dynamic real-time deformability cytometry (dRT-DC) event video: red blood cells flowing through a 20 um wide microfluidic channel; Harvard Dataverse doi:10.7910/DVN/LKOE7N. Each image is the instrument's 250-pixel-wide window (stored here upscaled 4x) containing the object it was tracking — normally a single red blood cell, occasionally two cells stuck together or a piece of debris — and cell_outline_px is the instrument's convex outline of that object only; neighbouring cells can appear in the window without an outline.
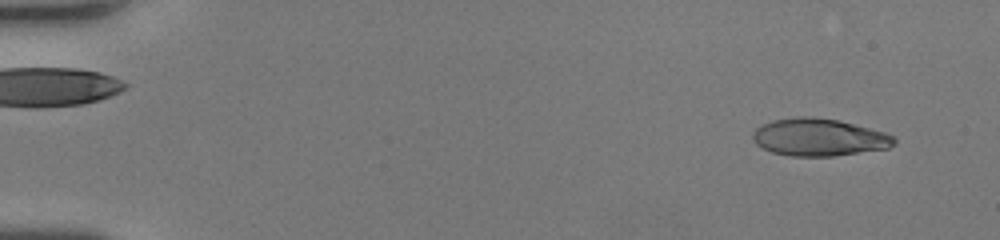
{"species": "human", "species_latin": "Homo sapiens", "temperature_condition": "room temperature", "stored_images_in_passage": 52, "segment_of_instrument_passage": [1, 2], "camera_frame_rate_fps": 3000, "um_per_image_px": 0.085, "donor": {"sex": "female"}, "frame": {"image": 1, "passage_image": 4, "time_ms": 1.0, "image_size_px": [1000, 240], "cell_outline_px": [[892, 144], [888, 148], [828, 156], [796, 156], [776, 152], [764, 148], [756, 140], [756, 132], [764, 124], [776, 120], [836, 120], [880, 132], [892, 136]], "centroid_in_image_um": [69.66, 11.72], "position_along_channel_um": 15.3, "area_um2": 28.09}}
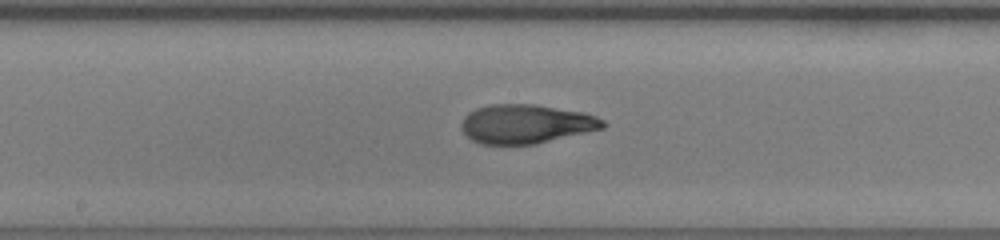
{"frame": {"image": 2, "passage_image": 28, "time_ms": 9.0, "image_size_px": [1000, 240], "cell_outline_px": [[604, 124], [600, 128], [532, 144], [484, 144], [468, 136], [464, 132], [464, 120], [472, 112], [480, 108], [500, 104], [524, 104], [580, 112], [604, 120]], "centroid_in_image_um": [44.7, 10.55], "position_along_channel_um": 203.5, "area_um2": 30.23}}
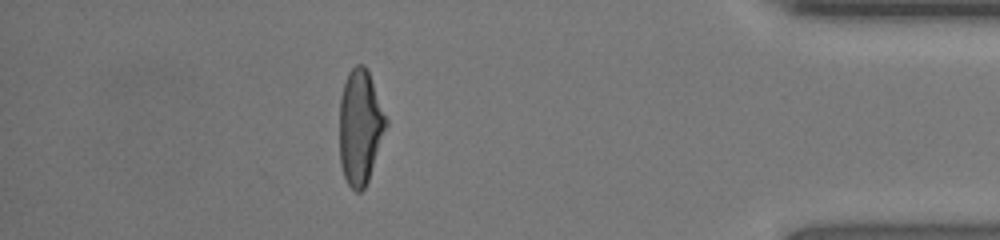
{"frame": {"image": 3, "passage_image": 45, "time_ms": 14.667, "image_size_px": [1000, 240], "cell_outline_px": [[384, 128], [368, 180], [364, 188], [360, 192], [356, 192], [348, 184], [344, 176], [340, 160], [340, 104], [344, 84], [352, 68], [356, 64], [360, 64], [368, 72], [384, 116]], "centroid_in_image_um": [30.55, 10.85], "position_along_channel_um": 404.6, "area_um2": 29.42}}